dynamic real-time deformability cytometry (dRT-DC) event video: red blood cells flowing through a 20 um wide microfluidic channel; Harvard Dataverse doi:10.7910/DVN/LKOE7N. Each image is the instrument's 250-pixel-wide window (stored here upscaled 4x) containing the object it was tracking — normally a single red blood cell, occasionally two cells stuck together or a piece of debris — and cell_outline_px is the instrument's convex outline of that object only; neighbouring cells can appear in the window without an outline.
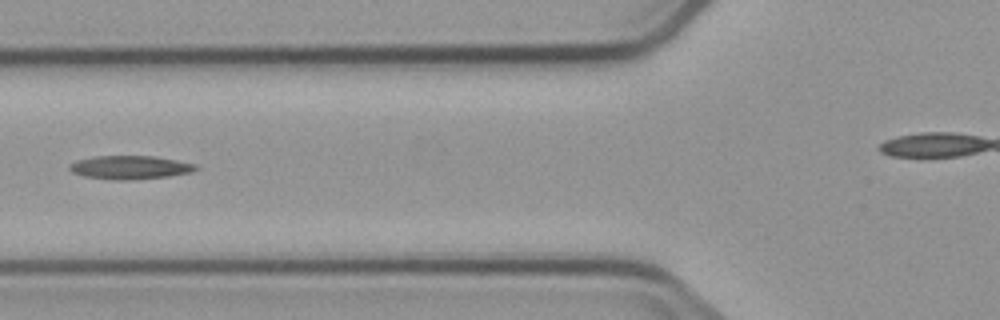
{"species": "common noctule bat (a hibernating species)", "species_latin": "Nyctalus noctula", "temperature_condition": "cold", "stored_images_in_passage": 6, "camera_frame_rate_fps": 3000, "um_per_image_px": 0.085, "animal": {"sex": "male", "body_mass_g": 23.1, "forearm_length_mm": 52.7}, "frame": {"image": 1, "passage_image": 3, "time_ms": 2.333, "image_size_px": [1000, 320], "cell_outline_px": [[200, 168], [192, 172], [168, 176], [128, 180], [116, 180], [84, 176], [72, 172], [68, 168], [76, 160], [96, 156], [152, 156], [176, 160], [196, 164]], "centroid_in_image_um": [11.08, 14.23], "position_along_channel_um": 114.7, "area_um2": 17.17}}
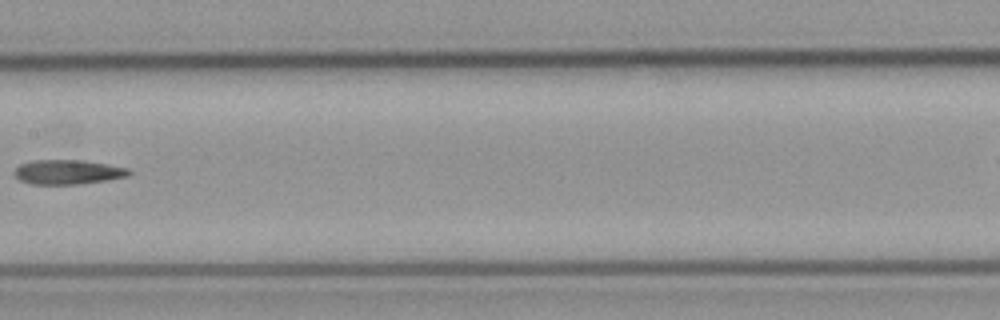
{"frame": {"image": 2, "passage_image": 5, "time_ms": 4.667, "image_size_px": [1000, 320], "cell_outline_px": [[132, 172], [128, 176], [108, 180], [76, 184], [32, 184], [20, 180], [12, 172], [20, 164], [36, 160], [84, 160], [108, 164], [128, 168]], "centroid_in_image_um": [5.78, 14.62], "position_along_channel_um": 201.6, "area_um2": 16.36}}
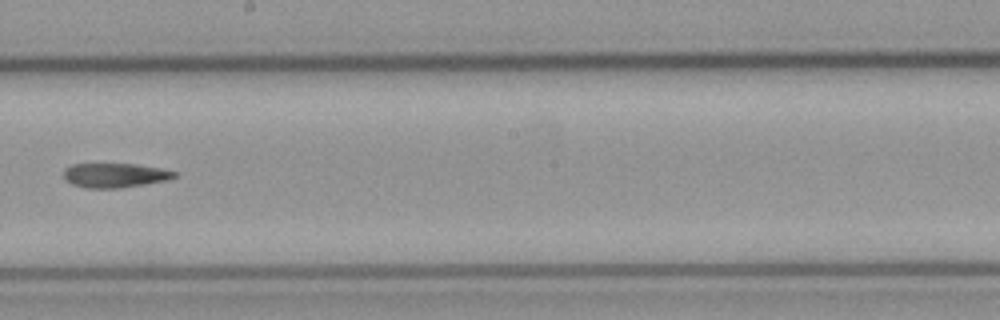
{"frame": {"image": 3, "passage_image": 6, "time_ms": 5.667, "image_size_px": [1000, 320], "cell_outline_px": [[176, 176], [168, 180], [120, 188], [84, 188], [72, 184], [64, 180], [64, 168], [72, 164], [136, 164], [160, 168], [176, 172]], "centroid_in_image_um": [9.73, 14.9], "position_along_channel_um": 238.5, "area_um2": 15.78}}